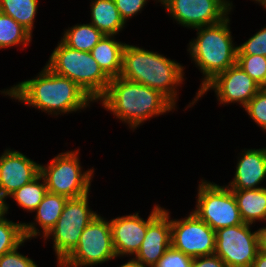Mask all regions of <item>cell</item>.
Instances as JSON below:
<instances>
[{
    "label": "cell",
    "instance_id": "36",
    "mask_svg": "<svg viewBox=\"0 0 266 267\" xmlns=\"http://www.w3.org/2000/svg\"><path fill=\"white\" fill-rule=\"evenodd\" d=\"M119 267H142V265L135 258L131 257L130 260H128L126 263L122 264Z\"/></svg>",
    "mask_w": 266,
    "mask_h": 267
},
{
    "label": "cell",
    "instance_id": "24",
    "mask_svg": "<svg viewBox=\"0 0 266 267\" xmlns=\"http://www.w3.org/2000/svg\"><path fill=\"white\" fill-rule=\"evenodd\" d=\"M32 37L26 29L10 16L0 12V49L15 46H26L32 42Z\"/></svg>",
    "mask_w": 266,
    "mask_h": 267
},
{
    "label": "cell",
    "instance_id": "19",
    "mask_svg": "<svg viewBox=\"0 0 266 267\" xmlns=\"http://www.w3.org/2000/svg\"><path fill=\"white\" fill-rule=\"evenodd\" d=\"M125 45V42L116 40L115 35H104L91 50L93 58L110 79L121 74Z\"/></svg>",
    "mask_w": 266,
    "mask_h": 267
},
{
    "label": "cell",
    "instance_id": "22",
    "mask_svg": "<svg viewBox=\"0 0 266 267\" xmlns=\"http://www.w3.org/2000/svg\"><path fill=\"white\" fill-rule=\"evenodd\" d=\"M61 41L68 47L85 52L92 48L104 37V34L91 23L76 24L64 30Z\"/></svg>",
    "mask_w": 266,
    "mask_h": 267
},
{
    "label": "cell",
    "instance_id": "17",
    "mask_svg": "<svg viewBox=\"0 0 266 267\" xmlns=\"http://www.w3.org/2000/svg\"><path fill=\"white\" fill-rule=\"evenodd\" d=\"M236 164L234 178L227 187L231 190L259 189L266 179V147L241 151ZM260 185V186H258Z\"/></svg>",
    "mask_w": 266,
    "mask_h": 267
},
{
    "label": "cell",
    "instance_id": "7",
    "mask_svg": "<svg viewBox=\"0 0 266 267\" xmlns=\"http://www.w3.org/2000/svg\"><path fill=\"white\" fill-rule=\"evenodd\" d=\"M198 184L196 208L192 211L214 231L244 223L232 190L226 185L201 179Z\"/></svg>",
    "mask_w": 266,
    "mask_h": 267
},
{
    "label": "cell",
    "instance_id": "35",
    "mask_svg": "<svg viewBox=\"0 0 266 267\" xmlns=\"http://www.w3.org/2000/svg\"><path fill=\"white\" fill-rule=\"evenodd\" d=\"M251 267H266V252L259 251Z\"/></svg>",
    "mask_w": 266,
    "mask_h": 267
},
{
    "label": "cell",
    "instance_id": "5",
    "mask_svg": "<svg viewBox=\"0 0 266 267\" xmlns=\"http://www.w3.org/2000/svg\"><path fill=\"white\" fill-rule=\"evenodd\" d=\"M59 42L45 66L55 74L76 82L94 102H98L111 79L100 68L91 52L75 50L61 40Z\"/></svg>",
    "mask_w": 266,
    "mask_h": 267
},
{
    "label": "cell",
    "instance_id": "15",
    "mask_svg": "<svg viewBox=\"0 0 266 267\" xmlns=\"http://www.w3.org/2000/svg\"><path fill=\"white\" fill-rule=\"evenodd\" d=\"M40 175V164L23 153L4 150L0 155V198L4 201V213H8L6 198Z\"/></svg>",
    "mask_w": 266,
    "mask_h": 267
},
{
    "label": "cell",
    "instance_id": "1",
    "mask_svg": "<svg viewBox=\"0 0 266 267\" xmlns=\"http://www.w3.org/2000/svg\"><path fill=\"white\" fill-rule=\"evenodd\" d=\"M1 94L32 106L48 115H64L90 108L94 101L69 78L52 72L46 66L32 79L18 82Z\"/></svg>",
    "mask_w": 266,
    "mask_h": 267
},
{
    "label": "cell",
    "instance_id": "34",
    "mask_svg": "<svg viewBox=\"0 0 266 267\" xmlns=\"http://www.w3.org/2000/svg\"><path fill=\"white\" fill-rule=\"evenodd\" d=\"M259 251L266 252V226L257 230Z\"/></svg>",
    "mask_w": 266,
    "mask_h": 267
},
{
    "label": "cell",
    "instance_id": "14",
    "mask_svg": "<svg viewBox=\"0 0 266 267\" xmlns=\"http://www.w3.org/2000/svg\"><path fill=\"white\" fill-rule=\"evenodd\" d=\"M170 211L153 205L147 218V230L138 252L133 256L142 266L153 267L171 246Z\"/></svg>",
    "mask_w": 266,
    "mask_h": 267
},
{
    "label": "cell",
    "instance_id": "9",
    "mask_svg": "<svg viewBox=\"0 0 266 267\" xmlns=\"http://www.w3.org/2000/svg\"><path fill=\"white\" fill-rule=\"evenodd\" d=\"M116 258L110 222L98 214L85 227L76 248L57 267H92Z\"/></svg>",
    "mask_w": 266,
    "mask_h": 267
},
{
    "label": "cell",
    "instance_id": "27",
    "mask_svg": "<svg viewBox=\"0 0 266 267\" xmlns=\"http://www.w3.org/2000/svg\"><path fill=\"white\" fill-rule=\"evenodd\" d=\"M236 63L262 88L266 86V57L262 55H237Z\"/></svg>",
    "mask_w": 266,
    "mask_h": 267
},
{
    "label": "cell",
    "instance_id": "11",
    "mask_svg": "<svg viewBox=\"0 0 266 267\" xmlns=\"http://www.w3.org/2000/svg\"><path fill=\"white\" fill-rule=\"evenodd\" d=\"M159 2L173 20L188 29L219 23L233 9L230 0H159Z\"/></svg>",
    "mask_w": 266,
    "mask_h": 267
},
{
    "label": "cell",
    "instance_id": "28",
    "mask_svg": "<svg viewBox=\"0 0 266 267\" xmlns=\"http://www.w3.org/2000/svg\"><path fill=\"white\" fill-rule=\"evenodd\" d=\"M250 118L266 132V88H261L258 93L244 107Z\"/></svg>",
    "mask_w": 266,
    "mask_h": 267
},
{
    "label": "cell",
    "instance_id": "2",
    "mask_svg": "<svg viewBox=\"0 0 266 267\" xmlns=\"http://www.w3.org/2000/svg\"><path fill=\"white\" fill-rule=\"evenodd\" d=\"M98 101L133 131L148 119L173 112L177 108L160 91L120 76L111 79L106 92Z\"/></svg>",
    "mask_w": 266,
    "mask_h": 267
},
{
    "label": "cell",
    "instance_id": "4",
    "mask_svg": "<svg viewBox=\"0 0 266 267\" xmlns=\"http://www.w3.org/2000/svg\"><path fill=\"white\" fill-rule=\"evenodd\" d=\"M193 30L197 31V36L195 39H191L187 51L191 61H194L204 78L202 77L200 88L187 108L197 103L198 93L210 81L236 64L238 50L231 35L229 16L219 23L197 27Z\"/></svg>",
    "mask_w": 266,
    "mask_h": 267
},
{
    "label": "cell",
    "instance_id": "29",
    "mask_svg": "<svg viewBox=\"0 0 266 267\" xmlns=\"http://www.w3.org/2000/svg\"><path fill=\"white\" fill-rule=\"evenodd\" d=\"M237 55H262L266 57V26L262 27L246 42L237 46Z\"/></svg>",
    "mask_w": 266,
    "mask_h": 267
},
{
    "label": "cell",
    "instance_id": "23",
    "mask_svg": "<svg viewBox=\"0 0 266 267\" xmlns=\"http://www.w3.org/2000/svg\"><path fill=\"white\" fill-rule=\"evenodd\" d=\"M38 5L39 0H0V12L10 16L32 35Z\"/></svg>",
    "mask_w": 266,
    "mask_h": 267
},
{
    "label": "cell",
    "instance_id": "6",
    "mask_svg": "<svg viewBox=\"0 0 266 267\" xmlns=\"http://www.w3.org/2000/svg\"><path fill=\"white\" fill-rule=\"evenodd\" d=\"M79 149L59 153L43 165L40 175L44 178L47 191L68 199L79 198L90 193L94 168L82 171Z\"/></svg>",
    "mask_w": 266,
    "mask_h": 267
},
{
    "label": "cell",
    "instance_id": "16",
    "mask_svg": "<svg viewBox=\"0 0 266 267\" xmlns=\"http://www.w3.org/2000/svg\"><path fill=\"white\" fill-rule=\"evenodd\" d=\"M112 243L116 257L134 256L144 240L147 230V219L138 212L110 219Z\"/></svg>",
    "mask_w": 266,
    "mask_h": 267
},
{
    "label": "cell",
    "instance_id": "13",
    "mask_svg": "<svg viewBox=\"0 0 266 267\" xmlns=\"http://www.w3.org/2000/svg\"><path fill=\"white\" fill-rule=\"evenodd\" d=\"M262 87L253 80L236 63L226 71L218 74L210 81L201 92L198 93V100L213 90L220 105L239 103L244 108L247 103L258 93Z\"/></svg>",
    "mask_w": 266,
    "mask_h": 267
},
{
    "label": "cell",
    "instance_id": "26",
    "mask_svg": "<svg viewBox=\"0 0 266 267\" xmlns=\"http://www.w3.org/2000/svg\"><path fill=\"white\" fill-rule=\"evenodd\" d=\"M5 216L6 213L0 216V257L27 242L23 222H14Z\"/></svg>",
    "mask_w": 266,
    "mask_h": 267
},
{
    "label": "cell",
    "instance_id": "25",
    "mask_svg": "<svg viewBox=\"0 0 266 267\" xmlns=\"http://www.w3.org/2000/svg\"><path fill=\"white\" fill-rule=\"evenodd\" d=\"M47 192L44 178L39 175L30 183L16 190L9 197L16 201L17 206L32 213L38 207Z\"/></svg>",
    "mask_w": 266,
    "mask_h": 267
},
{
    "label": "cell",
    "instance_id": "8",
    "mask_svg": "<svg viewBox=\"0 0 266 267\" xmlns=\"http://www.w3.org/2000/svg\"><path fill=\"white\" fill-rule=\"evenodd\" d=\"M89 195L68 199L56 225L43 238L53 240L57 266L76 248L85 227L98 215L89 208Z\"/></svg>",
    "mask_w": 266,
    "mask_h": 267
},
{
    "label": "cell",
    "instance_id": "31",
    "mask_svg": "<svg viewBox=\"0 0 266 267\" xmlns=\"http://www.w3.org/2000/svg\"><path fill=\"white\" fill-rule=\"evenodd\" d=\"M19 247L0 257V267H38L35 261L18 252Z\"/></svg>",
    "mask_w": 266,
    "mask_h": 267
},
{
    "label": "cell",
    "instance_id": "38",
    "mask_svg": "<svg viewBox=\"0 0 266 267\" xmlns=\"http://www.w3.org/2000/svg\"><path fill=\"white\" fill-rule=\"evenodd\" d=\"M260 6L264 7V9L266 10V0H260L259 3Z\"/></svg>",
    "mask_w": 266,
    "mask_h": 267
},
{
    "label": "cell",
    "instance_id": "20",
    "mask_svg": "<svg viewBox=\"0 0 266 267\" xmlns=\"http://www.w3.org/2000/svg\"><path fill=\"white\" fill-rule=\"evenodd\" d=\"M232 192L244 223L266 222V187Z\"/></svg>",
    "mask_w": 266,
    "mask_h": 267
},
{
    "label": "cell",
    "instance_id": "3",
    "mask_svg": "<svg viewBox=\"0 0 266 267\" xmlns=\"http://www.w3.org/2000/svg\"><path fill=\"white\" fill-rule=\"evenodd\" d=\"M184 69L180 63L157 51L126 44L120 77L160 91L176 106L177 89L185 81Z\"/></svg>",
    "mask_w": 266,
    "mask_h": 267
},
{
    "label": "cell",
    "instance_id": "10",
    "mask_svg": "<svg viewBox=\"0 0 266 267\" xmlns=\"http://www.w3.org/2000/svg\"><path fill=\"white\" fill-rule=\"evenodd\" d=\"M252 224L242 223L215 231V252L227 267H251L258 252L257 230Z\"/></svg>",
    "mask_w": 266,
    "mask_h": 267
},
{
    "label": "cell",
    "instance_id": "37",
    "mask_svg": "<svg viewBox=\"0 0 266 267\" xmlns=\"http://www.w3.org/2000/svg\"><path fill=\"white\" fill-rule=\"evenodd\" d=\"M4 214V201L0 198V216Z\"/></svg>",
    "mask_w": 266,
    "mask_h": 267
},
{
    "label": "cell",
    "instance_id": "32",
    "mask_svg": "<svg viewBox=\"0 0 266 267\" xmlns=\"http://www.w3.org/2000/svg\"><path fill=\"white\" fill-rule=\"evenodd\" d=\"M118 11L127 24L129 18L136 16L145 7V5L149 2L148 0H114ZM159 2V0H155Z\"/></svg>",
    "mask_w": 266,
    "mask_h": 267
},
{
    "label": "cell",
    "instance_id": "33",
    "mask_svg": "<svg viewBox=\"0 0 266 267\" xmlns=\"http://www.w3.org/2000/svg\"><path fill=\"white\" fill-rule=\"evenodd\" d=\"M191 267H227L224 261L216 254L193 258Z\"/></svg>",
    "mask_w": 266,
    "mask_h": 267
},
{
    "label": "cell",
    "instance_id": "21",
    "mask_svg": "<svg viewBox=\"0 0 266 267\" xmlns=\"http://www.w3.org/2000/svg\"><path fill=\"white\" fill-rule=\"evenodd\" d=\"M91 24L104 35H117L125 29L114 0H91Z\"/></svg>",
    "mask_w": 266,
    "mask_h": 267
},
{
    "label": "cell",
    "instance_id": "18",
    "mask_svg": "<svg viewBox=\"0 0 266 267\" xmlns=\"http://www.w3.org/2000/svg\"><path fill=\"white\" fill-rule=\"evenodd\" d=\"M68 198L47 192L38 207L33 211L35 222H24V234L27 240L41 236L44 238L56 225ZM37 225L40 227L39 230ZM37 227V228H36ZM42 232V233H41Z\"/></svg>",
    "mask_w": 266,
    "mask_h": 267
},
{
    "label": "cell",
    "instance_id": "30",
    "mask_svg": "<svg viewBox=\"0 0 266 267\" xmlns=\"http://www.w3.org/2000/svg\"><path fill=\"white\" fill-rule=\"evenodd\" d=\"M193 258L170 246L153 267H191Z\"/></svg>",
    "mask_w": 266,
    "mask_h": 267
},
{
    "label": "cell",
    "instance_id": "12",
    "mask_svg": "<svg viewBox=\"0 0 266 267\" xmlns=\"http://www.w3.org/2000/svg\"><path fill=\"white\" fill-rule=\"evenodd\" d=\"M215 231L193 212L182 219H171V246L192 258L215 252Z\"/></svg>",
    "mask_w": 266,
    "mask_h": 267
}]
</instances>
